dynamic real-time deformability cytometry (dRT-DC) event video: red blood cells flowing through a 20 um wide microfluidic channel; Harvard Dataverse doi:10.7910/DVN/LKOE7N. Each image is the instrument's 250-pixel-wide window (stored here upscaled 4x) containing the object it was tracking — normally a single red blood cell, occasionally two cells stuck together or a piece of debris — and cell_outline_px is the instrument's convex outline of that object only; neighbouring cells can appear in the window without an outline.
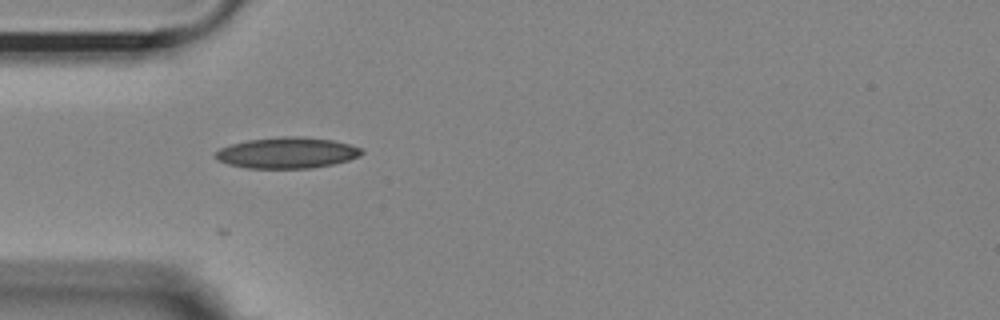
{"species": "Egyptian fruit bat (a non-hibernating species)", "species_latin": "Rousettus aegyptiacus", "temperature_condition": "room temperature", "stored_images_in_passage": 14, "camera_frame_rate_fps": 3000, "um_per_image_px": 0.085, "animal": {"sex": "female"}, "frame": {"image": 1, "passage_image": 3, "time_ms": 0.667, "image_size_px": [1000, 320], "cell_outline_px": [[364, 152], [360, 156], [348, 160], [332, 164], [312, 168], [244, 168], [228, 164], [212, 156], [220, 148], [232, 144], [248, 140], [280, 136], [300, 136], [332, 140], [348, 144], [360, 148]], "centroid_in_image_um": [24.39, 12.99], "position_along_channel_um": 60.6, "area_um2": 26.36}}
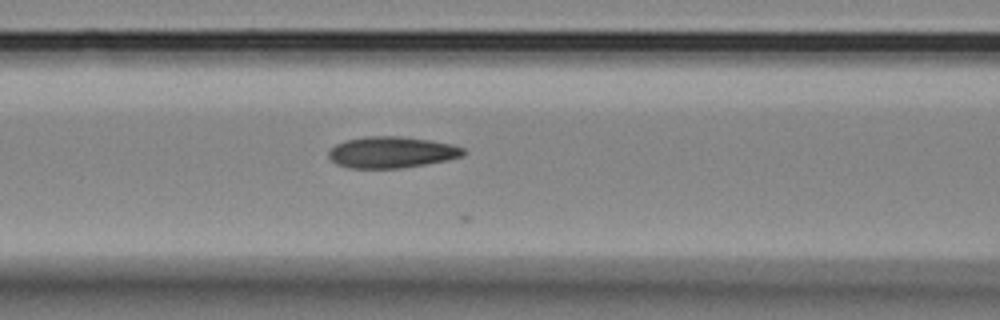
{"frame": {"image": 2, "passage_image": 9, "time_ms": 2.667, "image_size_px": [1000, 320], "cell_outline_px": [[468, 152], [464, 156], [448, 160], [400, 168], [348, 168], [336, 164], [328, 156], [328, 152], [336, 144], [344, 140], [364, 136], [400, 136], [432, 140], [452, 144], [464, 148]], "centroid_in_image_um": [33.31, 12.93], "position_along_channel_um": 133.3, "area_um2": 24.85}}
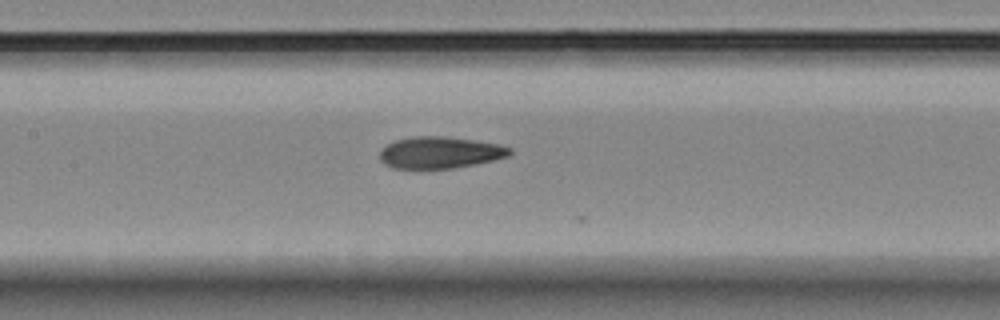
{"frame": {"image": 3, "passage_image": 12, "time_ms": 3.667, "image_size_px": [1000, 320], "cell_outline_px": [[512, 152], [508, 156], [476, 164], [452, 168], [392, 168], [384, 164], [380, 160], [380, 152], [388, 144], [396, 140], [416, 136], [444, 136], [500, 144], [512, 148]], "centroid_in_image_um": [37.41, 12.96], "position_along_channel_um": 170.0, "area_um2": 23.81}}